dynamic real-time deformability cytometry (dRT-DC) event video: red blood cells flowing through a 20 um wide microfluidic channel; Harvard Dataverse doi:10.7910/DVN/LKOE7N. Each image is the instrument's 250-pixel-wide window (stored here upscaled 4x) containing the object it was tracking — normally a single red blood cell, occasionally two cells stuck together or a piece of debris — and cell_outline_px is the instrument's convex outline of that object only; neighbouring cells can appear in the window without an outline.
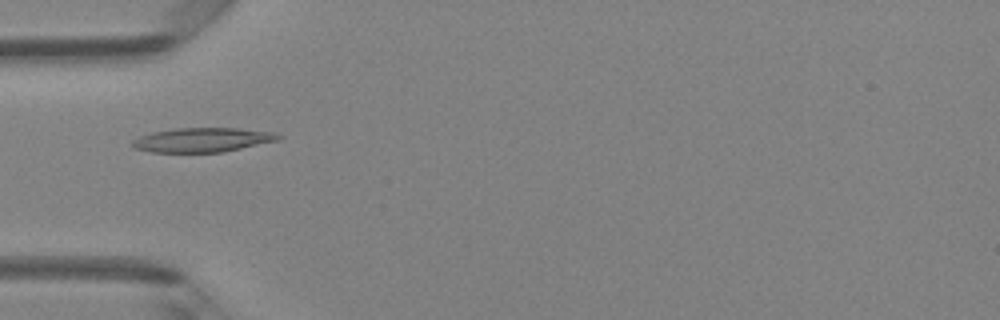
{"species": "Egyptian fruit bat (a non-hibernating species)", "species_latin": "Rousettus aegyptiacus", "temperature_condition": "room temperature", "stored_images_in_passage": 2, "camera_frame_rate_fps": 3000, "um_per_image_px": 0.085, "animal": {"sex": "female"}, "frame": {"image": 1, "passage_image": 2, "time_ms": 0.333, "image_size_px": [1000, 320], "cell_outline_px": [[284, 136], [280, 140], [224, 152], [152, 152], [132, 148], [128, 144], [132, 140], [140, 136], [152, 132], [176, 128], [236, 128], [276, 132]], "centroid_in_image_um": [17.22, 11.89], "position_along_channel_um": 67.8, "area_um2": 20.98}}